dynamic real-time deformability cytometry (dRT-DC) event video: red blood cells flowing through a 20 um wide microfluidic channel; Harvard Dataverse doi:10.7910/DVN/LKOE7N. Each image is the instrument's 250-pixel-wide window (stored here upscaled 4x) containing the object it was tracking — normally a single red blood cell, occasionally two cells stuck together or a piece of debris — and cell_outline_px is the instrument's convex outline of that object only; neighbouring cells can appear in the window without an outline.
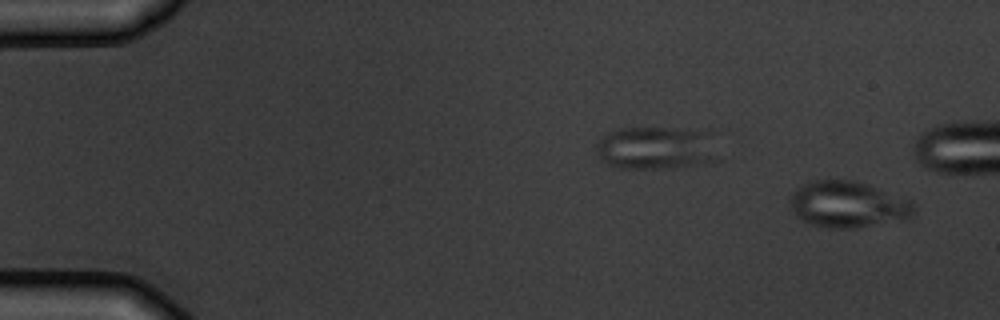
{"species": "common noctule bat (a hibernating species)", "species_latin": "Nyctalus noctula", "temperature_condition": "warm", "stored_images_in_passage": 4, "segment_of_instrument_passage": [2, 2], "camera_frame_rate_fps": 3000, "um_per_image_px": 0.085, "animal": {"sex": "male", "body_mass_g": 19.5, "forearm_length_mm": 54.6}, "frame": {"image": 1, "passage_image": 4, "time_ms": 3.333, "image_size_px": [1000, 320], "cell_outline_px": [[916, 212], [912, 216], [856, 228], [828, 228], [812, 224], [804, 220], [792, 208], [788, 196], [792, 192], [804, 184], [812, 180], [856, 180], [880, 188], [912, 200], [916, 208]], "centroid_in_image_um": [72.09, 17.35], "position_along_channel_um": 12.9, "area_um2": 33.18}}